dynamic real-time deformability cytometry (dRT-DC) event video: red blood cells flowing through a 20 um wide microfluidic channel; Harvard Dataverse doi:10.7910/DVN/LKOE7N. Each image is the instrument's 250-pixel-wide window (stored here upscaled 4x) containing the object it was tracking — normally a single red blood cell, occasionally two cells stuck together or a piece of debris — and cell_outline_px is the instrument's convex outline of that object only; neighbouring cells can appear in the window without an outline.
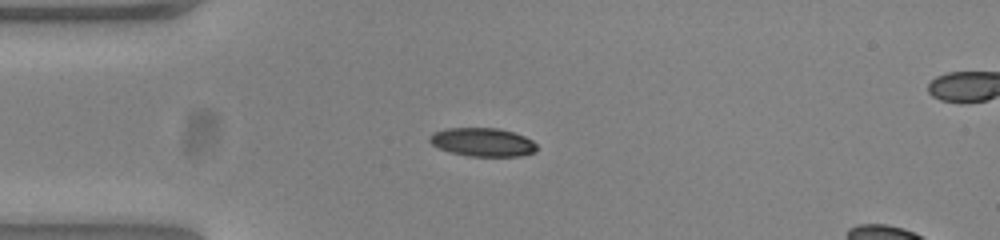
{"species": "common noctule bat (a hibernating species)", "species_latin": "Nyctalus noctula", "temperature_condition": "warm", "stored_images_in_passage": 22, "camera_frame_rate_fps": 3000, "um_per_image_px": 0.085, "animal": {"sex": "female", "body_mass_g": 23.0, "forearm_length_mm": 53.4}, "frame": {"image": 1, "passage_image": 1, "time_ms": 0.0, "image_size_px": [1000, 240], "cell_outline_px": [[536, 152], [520, 156], [468, 156], [452, 152], [440, 148], [432, 144], [428, 140], [428, 136], [432, 132], [448, 128], [500, 128], [524, 136], [532, 140], [536, 144]], "centroid_in_image_um": [41.01, 12.08], "position_along_channel_um": 44.0, "area_um2": 17.8}}
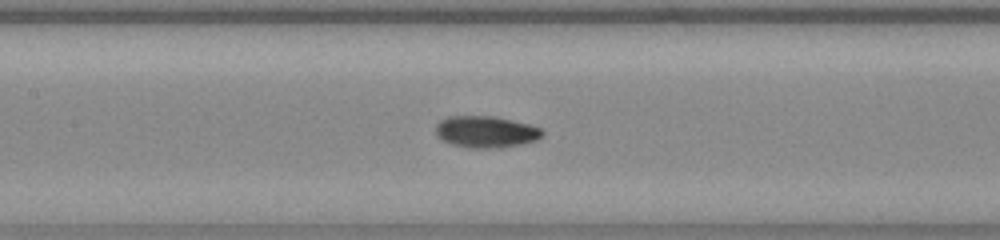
{"frame": {"image": 2, "passage_image": 12, "time_ms": 3.667, "image_size_px": [1000, 240], "cell_outline_px": [[544, 136], [536, 140], [520, 144], [500, 148], [472, 148], [452, 144], [440, 140], [436, 136], [436, 124], [440, 120], [448, 116], [492, 116], [512, 120], [528, 124], [540, 128], [544, 132]], "centroid_in_image_um": [41.28, 11.21], "position_along_channel_um": 166.1, "area_um2": 19.77}}
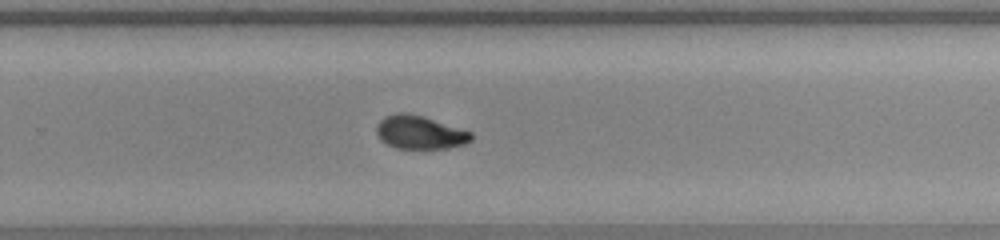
{"frame": {"image": 3, "passage_image": 22, "time_ms": 7.0, "image_size_px": [1000, 240], "cell_outline_px": [[472, 140], [464, 144], [448, 148], [396, 148], [380, 140], [376, 132], [376, 124], [384, 116], [396, 112], [408, 112], [424, 116], [472, 132]], "centroid_in_image_um": [35.66, 11.23], "position_along_channel_um": 294.1, "area_um2": 18.55}}